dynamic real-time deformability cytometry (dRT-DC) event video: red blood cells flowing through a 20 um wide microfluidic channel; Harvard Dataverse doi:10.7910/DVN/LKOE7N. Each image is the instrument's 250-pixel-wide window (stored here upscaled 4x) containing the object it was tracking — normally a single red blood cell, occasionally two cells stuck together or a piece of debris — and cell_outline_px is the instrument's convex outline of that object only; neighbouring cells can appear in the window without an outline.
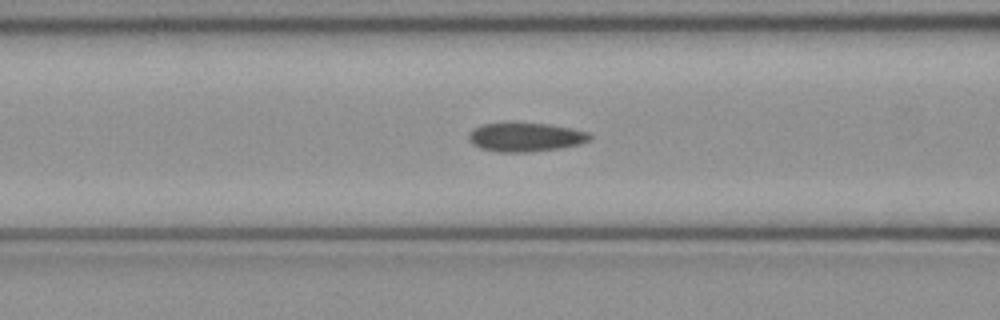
{"species": "common noctule bat (a hibernating species)", "species_latin": "Nyctalus noctula", "temperature_condition": "cold", "stored_images_in_passage": 51, "camera_frame_rate_fps": 3000, "um_per_image_px": 0.085, "animal": {"sex": "female", "body_mass_g": 21.9}, "frame": {"image": 1, "passage_image": 20, "time_ms": 6.333, "image_size_px": [1000, 320], "cell_outline_px": [[592, 140], [580, 144], [560, 148], [528, 152], [496, 152], [480, 148], [472, 144], [468, 140], [468, 132], [472, 128], [484, 124], [548, 124], [572, 128], [588, 132], [592, 136]], "centroid_in_image_um": [44.67, 11.67], "position_along_channel_um": 121.9, "area_um2": 20.35}}
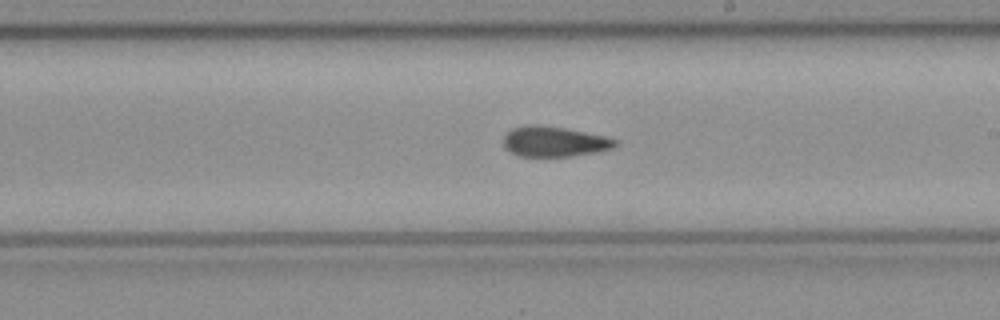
{"frame": {"image": 2, "passage_image": 29, "time_ms": 9.333, "image_size_px": [1000, 320], "cell_outline_px": [[616, 144], [612, 148], [596, 152], [572, 156], [520, 156], [504, 148], [504, 136], [512, 128], [524, 124], [536, 124], [564, 128], [604, 136], [616, 140]], "centroid_in_image_um": [47.06, 12.02], "position_along_channel_um": 241.9, "area_um2": 19.54}}
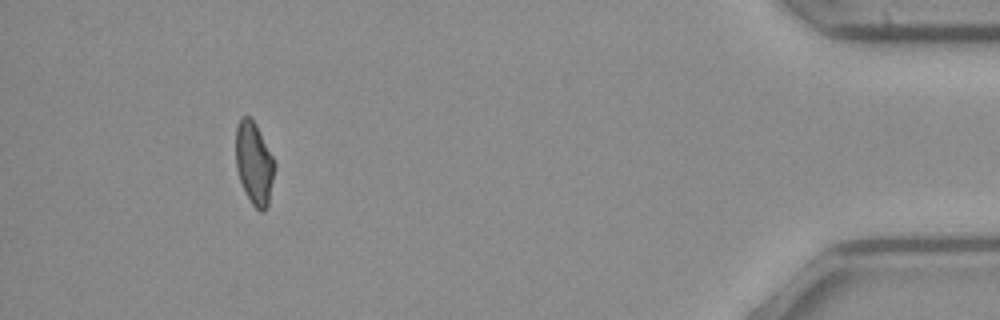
{"frame": {"image": 3, "passage_image": 47, "time_ms": 15.333, "image_size_px": [1000, 320], "cell_outline_px": [[276, 164], [268, 204], [264, 212], [260, 212], [252, 204], [240, 180], [236, 168], [236, 124], [240, 116], [248, 116], [256, 124]], "centroid_in_image_um": [21.59, 13.85], "position_along_channel_um": 413.6, "area_um2": 18.55}, "authors_computed_cell_mechanics": {"area_um2": 20.0566, "velocity_mm_per_s": 3.9969, "shape_relaxation_time_tau1_ms": null, "shape_relaxation_time_tau2_ms": 10.8285, "deformation_change_tau1": null, "deformation_change_tau2": 0.1745}}